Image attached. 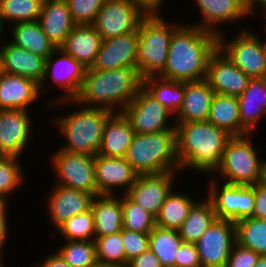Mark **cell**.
<instances>
[{
  "label": "cell",
  "mask_w": 266,
  "mask_h": 267,
  "mask_svg": "<svg viewBox=\"0 0 266 267\" xmlns=\"http://www.w3.org/2000/svg\"><path fill=\"white\" fill-rule=\"evenodd\" d=\"M218 49V35L184 22L173 32L164 79L181 82L203 80L210 56Z\"/></svg>",
  "instance_id": "1"
},
{
  "label": "cell",
  "mask_w": 266,
  "mask_h": 267,
  "mask_svg": "<svg viewBox=\"0 0 266 267\" xmlns=\"http://www.w3.org/2000/svg\"><path fill=\"white\" fill-rule=\"evenodd\" d=\"M175 124L180 171L193 169L208 176L213 174L232 136L208 120Z\"/></svg>",
  "instance_id": "2"
},
{
  "label": "cell",
  "mask_w": 266,
  "mask_h": 267,
  "mask_svg": "<svg viewBox=\"0 0 266 267\" xmlns=\"http://www.w3.org/2000/svg\"><path fill=\"white\" fill-rule=\"evenodd\" d=\"M143 87L137 67L111 70L87 68L79 93L73 99L86 107L121 112Z\"/></svg>",
  "instance_id": "3"
},
{
  "label": "cell",
  "mask_w": 266,
  "mask_h": 267,
  "mask_svg": "<svg viewBox=\"0 0 266 267\" xmlns=\"http://www.w3.org/2000/svg\"><path fill=\"white\" fill-rule=\"evenodd\" d=\"M72 103L77 110L69 114L56 117L53 124L64 135L67 142L60 150L69 153H80L95 156L98 154L103 137V130L107 119L114 113L105 108L86 107L74 100H63L50 104L62 106Z\"/></svg>",
  "instance_id": "4"
},
{
  "label": "cell",
  "mask_w": 266,
  "mask_h": 267,
  "mask_svg": "<svg viewBox=\"0 0 266 267\" xmlns=\"http://www.w3.org/2000/svg\"><path fill=\"white\" fill-rule=\"evenodd\" d=\"M124 158L138 175L180 171L176 130L135 134Z\"/></svg>",
  "instance_id": "5"
},
{
  "label": "cell",
  "mask_w": 266,
  "mask_h": 267,
  "mask_svg": "<svg viewBox=\"0 0 266 267\" xmlns=\"http://www.w3.org/2000/svg\"><path fill=\"white\" fill-rule=\"evenodd\" d=\"M251 135L232 136L228 140L212 176L218 174L223 183L230 185L252 186L265 180L266 160L260 159Z\"/></svg>",
  "instance_id": "6"
},
{
  "label": "cell",
  "mask_w": 266,
  "mask_h": 267,
  "mask_svg": "<svg viewBox=\"0 0 266 267\" xmlns=\"http://www.w3.org/2000/svg\"><path fill=\"white\" fill-rule=\"evenodd\" d=\"M181 22H166L161 16H146L138 28L136 65L142 79L159 76L166 68L169 44Z\"/></svg>",
  "instance_id": "7"
},
{
  "label": "cell",
  "mask_w": 266,
  "mask_h": 267,
  "mask_svg": "<svg viewBox=\"0 0 266 267\" xmlns=\"http://www.w3.org/2000/svg\"><path fill=\"white\" fill-rule=\"evenodd\" d=\"M248 27L230 40H226L225 32L218 35V48L248 77L266 78V57L259 41L260 35Z\"/></svg>",
  "instance_id": "8"
},
{
  "label": "cell",
  "mask_w": 266,
  "mask_h": 267,
  "mask_svg": "<svg viewBox=\"0 0 266 267\" xmlns=\"http://www.w3.org/2000/svg\"><path fill=\"white\" fill-rule=\"evenodd\" d=\"M94 158L93 155L69 153L58 149L54 154L52 153L49 160L56 179L58 177L55 184L81 190L94 197L98 196Z\"/></svg>",
  "instance_id": "9"
},
{
  "label": "cell",
  "mask_w": 266,
  "mask_h": 267,
  "mask_svg": "<svg viewBox=\"0 0 266 267\" xmlns=\"http://www.w3.org/2000/svg\"><path fill=\"white\" fill-rule=\"evenodd\" d=\"M218 178V175L212 177L208 185L209 191L206 193V197L213 204L216 218L236 223L239 220L252 217L254 185H230L223 182L221 185L218 183Z\"/></svg>",
  "instance_id": "10"
},
{
  "label": "cell",
  "mask_w": 266,
  "mask_h": 267,
  "mask_svg": "<svg viewBox=\"0 0 266 267\" xmlns=\"http://www.w3.org/2000/svg\"><path fill=\"white\" fill-rule=\"evenodd\" d=\"M86 69L85 66L66 54L61 48H56L46 58L44 77L39 85L40 93L41 95L46 93L44 90L47 87L46 83L49 84V78L53 81L52 84L58 85L57 87L65 92L48 101V107H50L49 104L58 101L73 100L79 93Z\"/></svg>",
  "instance_id": "11"
},
{
  "label": "cell",
  "mask_w": 266,
  "mask_h": 267,
  "mask_svg": "<svg viewBox=\"0 0 266 267\" xmlns=\"http://www.w3.org/2000/svg\"><path fill=\"white\" fill-rule=\"evenodd\" d=\"M121 112L131 123L135 134L176 130L175 119H170L174 118V115L143 87ZM169 120L173 122H168Z\"/></svg>",
  "instance_id": "12"
},
{
  "label": "cell",
  "mask_w": 266,
  "mask_h": 267,
  "mask_svg": "<svg viewBox=\"0 0 266 267\" xmlns=\"http://www.w3.org/2000/svg\"><path fill=\"white\" fill-rule=\"evenodd\" d=\"M145 17L132 0H105L92 26L104 40L135 32Z\"/></svg>",
  "instance_id": "13"
},
{
  "label": "cell",
  "mask_w": 266,
  "mask_h": 267,
  "mask_svg": "<svg viewBox=\"0 0 266 267\" xmlns=\"http://www.w3.org/2000/svg\"><path fill=\"white\" fill-rule=\"evenodd\" d=\"M236 242L235 223L216 218L195 242L201 267H225Z\"/></svg>",
  "instance_id": "14"
},
{
  "label": "cell",
  "mask_w": 266,
  "mask_h": 267,
  "mask_svg": "<svg viewBox=\"0 0 266 267\" xmlns=\"http://www.w3.org/2000/svg\"><path fill=\"white\" fill-rule=\"evenodd\" d=\"M30 111L0 110V155L22 157L33 135ZM32 128V129H31Z\"/></svg>",
  "instance_id": "15"
},
{
  "label": "cell",
  "mask_w": 266,
  "mask_h": 267,
  "mask_svg": "<svg viewBox=\"0 0 266 267\" xmlns=\"http://www.w3.org/2000/svg\"><path fill=\"white\" fill-rule=\"evenodd\" d=\"M176 173L179 171L138 175L127 195L156 218L176 184Z\"/></svg>",
  "instance_id": "16"
},
{
  "label": "cell",
  "mask_w": 266,
  "mask_h": 267,
  "mask_svg": "<svg viewBox=\"0 0 266 267\" xmlns=\"http://www.w3.org/2000/svg\"><path fill=\"white\" fill-rule=\"evenodd\" d=\"M95 181L99 195H118L116 188L127 194L138 174L124 157H107L96 154L94 158Z\"/></svg>",
  "instance_id": "17"
},
{
  "label": "cell",
  "mask_w": 266,
  "mask_h": 267,
  "mask_svg": "<svg viewBox=\"0 0 266 267\" xmlns=\"http://www.w3.org/2000/svg\"><path fill=\"white\" fill-rule=\"evenodd\" d=\"M249 79L219 48L210 56L205 80L215 93L240 96Z\"/></svg>",
  "instance_id": "18"
},
{
  "label": "cell",
  "mask_w": 266,
  "mask_h": 267,
  "mask_svg": "<svg viewBox=\"0 0 266 267\" xmlns=\"http://www.w3.org/2000/svg\"><path fill=\"white\" fill-rule=\"evenodd\" d=\"M138 29L135 32L102 40L100 50L91 66L97 70L137 67Z\"/></svg>",
  "instance_id": "19"
},
{
  "label": "cell",
  "mask_w": 266,
  "mask_h": 267,
  "mask_svg": "<svg viewBox=\"0 0 266 267\" xmlns=\"http://www.w3.org/2000/svg\"><path fill=\"white\" fill-rule=\"evenodd\" d=\"M198 6L201 22L195 26L220 35L218 26L248 18V0H194ZM217 26V27H216ZM221 29V30H220Z\"/></svg>",
  "instance_id": "20"
},
{
  "label": "cell",
  "mask_w": 266,
  "mask_h": 267,
  "mask_svg": "<svg viewBox=\"0 0 266 267\" xmlns=\"http://www.w3.org/2000/svg\"><path fill=\"white\" fill-rule=\"evenodd\" d=\"M47 198V213L50 223L57 229L65 221L91 209L94 196L81 190H75L54 184Z\"/></svg>",
  "instance_id": "21"
},
{
  "label": "cell",
  "mask_w": 266,
  "mask_h": 267,
  "mask_svg": "<svg viewBox=\"0 0 266 267\" xmlns=\"http://www.w3.org/2000/svg\"><path fill=\"white\" fill-rule=\"evenodd\" d=\"M0 55L3 72L24 76L41 84L45 72V58L16 46L9 40L1 42Z\"/></svg>",
  "instance_id": "22"
},
{
  "label": "cell",
  "mask_w": 266,
  "mask_h": 267,
  "mask_svg": "<svg viewBox=\"0 0 266 267\" xmlns=\"http://www.w3.org/2000/svg\"><path fill=\"white\" fill-rule=\"evenodd\" d=\"M41 98L39 84L24 76L3 72L0 77V110L21 109L28 111L29 106Z\"/></svg>",
  "instance_id": "23"
},
{
  "label": "cell",
  "mask_w": 266,
  "mask_h": 267,
  "mask_svg": "<svg viewBox=\"0 0 266 267\" xmlns=\"http://www.w3.org/2000/svg\"><path fill=\"white\" fill-rule=\"evenodd\" d=\"M214 90L203 79L185 82L184 99L174 116L175 123L198 122L208 120Z\"/></svg>",
  "instance_id": "24"
},
{
  "label": "cell",
  "mask_w": 266,
  "mask_h": 267,
  "mask_svg": "<svg viewBox=\"0 0 266 267\" xmlns=\"http://www.w3.org/2000/svg\"><path fill=\"white\" fill-rule=\"evenodd\" d=\"M38 22L56 48L64 44L76 26L65 0H44Z\"/></svg>",
  "instance_id": "25"
},
{
  "label": "cell",
  "mask_w": 266,
  "mask_h": 267,
  "mask_svg": "<svg viewBox=\"0 0 266 267\" xmlns=\"http://www.w3.org/2000/svg\"><path fill=\"white\" fill-rule=\"evenodd\" d=\"M237 100L241 125L252 134L266 114V78H250Z\"/></svg>",
  "instance_id": "26"
},
{
  "label": "cell",
  "mask_w": 266,
  "mask_h": 267,
  "mask_svg": "<svg viewBox=\"0 0 266 267\" xmlns=\"http://www.w3.org/2000/svg\"><path fill=\"white\" fill-rule=\"evenodd\" d=\"M102 38L92 25H76L60 47L86 68H90L100 50Z\"/></svg>",
  "instance_id": "27"
},
{
  "label": "cell",
  "mask_w": 266,
  "mask_h": 267,
  "mask_svg": "<svg viewBox=\"0 0 266 267\" xmlns=\"http://www.w3.org/2000/svg\"><path fill=\"white\" fill-rule=\"evenodd\" d=\"M135 133L122 112H114L106 121L98 154L125 157Z\"/></svg>",
  "instance_id": "28"
},
{
  "label": "cell",
  "mask_w": 266,
  "mask_h": 267,
  "mask_svg": "<svg viewBox=\"0 0 266 267\" xmlns=\"http://www.w3.org/2000/svg\"><path fill=\"white\" fill-rule=\"evenodd\" d=\"M95 239L118 233L123 228L121 195H98L92 200Z\"/></svg>",
  "instance_id": "29"
},
{
  "label": "cell",
  "mask_w": 266,
  "mask_h": 267,
  "mask_svg": "<svg viewBox=\"0 0 266 267\" xmlns=\"http://www.w3.org/2000/svg\"><path fill=\"white\" fill-rule=\"evenodd\" d=\"M208 121L225 130L231 136L250 134L242 125L239 115V104L236 96L215 93Z\"/></svg>",
  "instance_id": "30"
},
{
  "label": "cell",
  "mask_w": 266,
  "mask_h": 267,
  "mask_svg": "<svg viewBox=\"0 0 266 267\" xmlns=\"http://www.w3.org/2000/svg\"><path fill=\"white\" fill-rule=\"evenodd\" d=\"M11 37L9 40L16 46L27 49L30 52L47 58L56 47L42 31L38 21L21 22L9 25Z\"/></svg>",
  "instance_id": "31"
},
{
  "label": "cell",
  "mask_w": 266,
  "mask_h": 267,
  "mask_svg": "<svg viewBox=\"0 0 266 267\" xmlns=\"http://www.w3.org/2000/svg\"><path fill=\"white\" fill-rule=\"evenodd\" d=\"M206 199L196 200L188 215L177 230L183 242L195 243L216 219L212 202Z\"/></svg>",
  "instance_id": "32"
},
{
  "label": "cell",
  "mask_w": 266,
  "mask_h": 267,
  "mask_svg": "<svg viewBox=\"0 0 266 267\" xmlns=\"http://www.w3.org/2000/svg\"><path fill=\"white\" fill-rule=\"evenodd\" d=\"M143 88L174 116L177 114L184 99L185 82L151 76L143 79Z\"/></svg>",
  "instance_id": "33"
},
{
  "label": "cell",
  "mask_w": 266,
  "mask_h": 267,
  "mask_svg": "<svg viewBox=\"0 0 266 267\" xmlns=\"http://www.w3.org/2000/svg\"><path fill=\"white\" fill-rule=\"evenodd\" d=\"M175 189L176 187L171 190L161 206V210L156 217V226L178 230L196 202L186 193L174 192Z\"/></svg>",
  "instance_id": "34"
},
{
  "label": "cell",
  "mask_w": 266,
  "mask_h": 267,
  "mask_svg": "<svg viewBox=\"0 0 266 267\" xmlns=\"http://www.w3.org/2000/svg\"><path fill=\"white\" fill-rule=\"evenodd\" d=\"M183 240L177 230L165 229L159 226L149 234V250L152 251L162 267H175V257Z\"/></svg>",
  "instance_id": "35"
},
{
  "label": "cell",
  "mask_w": 266,
  "mask_h": 267,
  "mask_svg": "<svg viewBox=\"0 0 266 267\" xmlns=\"http://www.w3.org/2000/svg\"><path fill=\"white\" fill-rule=\"evenodd\" d=\"M44 0H3L0 5V29L6 31V23L38 21ZM5 29V30H4Z\"/></svg>",
  "instance_id": "36"
},
{
  "label": "cell",
  "mask_w": 266,
  "mask_h": 267,
  "mask_svg": "<svg viewBox=\"0 0 266 267\" xmlns=\"http://www.w3.org/2000/svg\"><path fill=\"white\" fill-rule=\"evenodd\" d=\"M235 225L237 243L255 251L260 256H265L266 220L248 217L237 221Z\"/></svg>",
  "instance_id": "37"
},
{
  "label": "cell",
  "mask_w": 266,
  "mask_h": 267,
  "mask_svg": "<svg viewBox=\"0 0 266 267\" xmlns=\"http://www.w3.org/2000/svg\"><path fill=\"white\" fill-rule=\"evenodd\" d=\"M55 251L70 267H97L95 241L65 240Z\"/></svg>",
  "instance_id": "38"
},
{
  "label": "cell",
  "mask_w": 266,
  "mask_h": 267,
  "mask_svg": "<svg viewBox=\"0 0 266 267\" xmlns=\"http://www.w3.org/2000/svg\"><path fill=\"white\" fill-rule=\"evenodd\" d=\"M123 228L129 231L150 234L156 226V218L127 194L121 193Z\"/></svg>",
  "instance_id": "39"
},
{
  "label": "cell",
  "mask_w": 266,
  "mask_h": 267,
  "mask_svg": "<svg viewBox=\"0 0 266 267\" xmlns=\"http://www.w3.org/2000/svg\"><path fill=\"white\" fill-rule=\"evenodd\" d=\"M61 238L68 241L90 240L95 241L94 215L92 210L71 217L57 230Z\"/></svg>",
  "instance_id": "40"
},
{
  "label": "cell",
  "mask_w": 266,
  "mask_h": 267,
  "mask_svg": "<svg viewBox=\"0 0 266 267\" xmlns=\"http://www.w3.org/2000/svg\"><path fill=\"white\" fill-rule=\"evenodd\" d=\"M96 259L101 264H125L122 230L95 239Z\"/></svg>",
  "instance_id": "41"
},
{
  "label": "cell",
  "mask_w": 266,
  "mask_h": 267,
  "mask_svg": "<svg viewBox=\"0 0 266 267\" xmlns=\"http://www.w3.org/2000/svg\"><path fill=\"white\" fill-rule=\"evenodd\" d=\"M19 159L20 157L16 156L0 157V193L8 197L16 191V188L23 186L25 176Z\"/></svg>",
  "instance_id": "42"
},
{
  "label": "cell",
  "mask_w": 266,
  "mask_h": 267,
  "mask_svg": "<svg viewBox=\"0 0 266 267\" xmlns=\"http://www.w3.org/2000/svg\"><path fill=\"white\" fill-rule=\"evenodd\" d=\"M76 25H92L105 0H65Z\"/></svg>",
  "instance_id": "43"
},
{
  "label": "cell",
  "mask_w": 266,
  "mask_h": 267,
  "mask_svg": "<svg viewBox=\"0 0 266 267\" xmlns=\"http://www.w3.org/2000/svg\"><path fill=\"white\" fill-rule=\"evenodd\" d=\"M122 240L125 250V263L149 250V234L122 228Z\"/></svg>",
  "instance_id": "44"
},
{
  "label": "cell",
  "mask_w": 266,
  "mask_h": 267,
  "mask_svg": "<svg viewBox=\"0 0 266 267\" xmlns=\"http://www.w3.org/2000/svg\"><path fill=\"white\" fill-rule=\"evenodd\" d=\"M260 258L255 251L235 243L225 267H254Z\"/></svg>",
  "instance_id": "45"
},
{
  "label": "cell",
  "mask_w": 266,
  "mask_h": 267,
  "mask_svg": "<svg viewBox=\"0 0 266 267\" xmlns=\"http://www.w3.org/2000/svg\"><path fill=\"white\" fill-rule=\"evenodd\" d=\"M175 257V267H201L195 243L182 242Z\"/></svg>",
  "instance_id": "46"
},
{
  "label": "cell",
  "mask_w": 266,
  "mask_h": 267,
  "mask_svg": "<svg viewBox=\"0 0 266 267\" xmlns=\"http://www.w3.org/2000/svg\"><path fill=\"white\" fill-rule=\"evenodd\" d=\"M252 217L266 220V180L254 185V209Z\"/></svg>",
  "instance_id": "47"
},
{
  "label": "cell",
  "mask_w": 266,
  "mask_h": 267,
  "mask_svg": "<svg viewBox=\"0 0 266 267\" xmlns=\"http://www.w3.org/2000/svg\"><path fill=\"white\" fill-rule=\"evenodd\" d=\"M127 264L129 267H162L157 256L150 250L134 257Z\"/></svg>",
  "instance_id": "48"
},
{
  "label": "cell",
  "mask_w": 266,
  "mask_h": 267,
  "mask_svg": "<svg viewBox=\"0 0 266 267\" xmlns=\"http://www.w3.org/2000/svg\"><path fill=\"white\" fill-rule=\"evenodd\" d=\"M146 16H161L164 0H132Z\"/></svg>",
  "instance_id": "49"
},
{
  "label": "cell",
  "mask_w": 266,
  "mask_h": 267,
  "mask_svg": "<svg viewBox=\"0 0 266 267\" xmlns=\"http://www.w3.org/2000/svg\"><path fill=\"white\" fill-rule=\"evenodd\" d=\"M35 267H70L64 259L55 251L47 256L43 263L34 265Z\"/></svg>",
  "instance_id": "50"
},
{
  "label": "cell",
  "mask_w": 266,
  "mask_h": 267,
  "mask_svg": "<svg viewBox=\"0 0 266 267\" xmlns=\"http://www.w3.org/2000/svg\"><path fill=\"white\" fill-rule=\"evenodd\" d=\"M258 7H261L260 11H262V13L260 14H263V16L266 14V0H248V12H249V15L252 16L255 13V9L257 10Z\"/></svg>",
  "instance_id": "51"
},
{
  "label": "cell",
  "mask_w": 266,
  "mask_h": 267,
  "mask_svg": "<svg viewBox=\"0 0 266 267\" xmlns=\"http://www.w3.org/2000/svg\"><path fill=\"white\" fill-rule=\"evenodd\" d=\"M8 196L0 193V221L2 222H8Z\"/></svg>",
  "instance_id": "52"
},
{
  "label": "cell",
  "mask_w": 266,
  "mask_h": 267,
  "mask_svg": "<svg viewBox=\"0 0 266 267\" xmlns=\"http://www.w3.org/2000/svg\"><path fill=\"white\" fill-rule=\"evenodd\" d=\"M9 222H2V221H0V250H3L4 248L3 247H5V241L8 239V224Z\"/></svg>",
  "instance_id": "53"
},
{
  "label": "cell",
  "mask_w": 266,
  "mask_h": 267,
  "mask_svg": "<svg viewBox=\"0 0 266 267\" xmlns=\"http://www.w3.org/2000/svg\"><path fill=\"white\" fill-rule=\"evenodd\" d=\"M97 267H129L127 263L125 264H101L98 263Z\"/></svg>",
  "instance_id": "54"
},
{
  "label": "cell",
  "mask_w": 266,
  "mask_h": 267,
  "mask_svg": "<svg viewBox=\"0 0 266 267\" xmlns=\"http://www.w3.org/2000/svg\"><path fill=\"white\" fill-rule=\"evenodd\" d=\"M254 267H266V255L260 256Z\"/></svg>",
  "instance_id": "55"
},
{
  "label": "cell",
  "mask_w": 266,
  "mask_h": 267,
  "mask_svg": "<svg viewBox=\"0 0 266 267\" xmlns=\"http://www.w3.org/2000/svg\"><path fill=\"white\" fill-rule=\"evenodd\" d=\"M259 41H260V44H261V47H262V50H263V54L266 57V40L262 41L261 37H259Z\"/></svg>",
  "instance_id": "56"
},
{
  "label": "cell",
  "mask_w": 266,
  "mask_h": 267,
  "mask_svg": "<svg viewBox=\"0 0 266 267\" xmlns=\"http://www.w3.org/2000/svg\"><path fill=\"white\" fill-rule=\"evenodd\" d=\"M3 251L0 250V267H6L5 263H4V259H3Z\"/></svg>",
  "instance_id": "57"
},
{
  "label": "cell",
  "mask_w": 266,
  "mask_h": 267,
  "mask_svg": "<svg viewBox=\"0 0 266 267\" xmlns=\"http://www.w3.org/2000/svg\"><path fill=\"white\" fill-rule=\"evenodd\" d=\"M3 74V68H2V60H1V55H0V77Z\"/></svg>",
  "instance_id": "58"
},
{
  "label": "cell",
  "mask_w": 266,
  "mask_h": 267,
  "mask_svg": "<svg viewBox=\"0 0 266 267\" xmlns=\"http://www.w3.org/2000/svg\"><path fill=\"white\" fill-rule=\"evenodd\" d=\"M2 33H3V34H2ZM4 33H5V32H3V31L0 29V38L2 37V35H3V36H6V35H4Z\"/></svg>",
  "instance_id": "59"
},
{
  "label": "cell",
  "mask_w": 266,
  "mask_h": 267,
  "mask_svg": "<svg viewBox=\"0 0 266 267\" xmlns=\"http://www.w3.org/2000/svg\"><path fill=\"white\" fill-rule=\"evenodd\" d=\"M264 18V20H266V14L262 17V19ZM266 23V21H265ZM265 27H266V24H265Z\"/></svg>",
  "instance_id": "60"
}]
</instances>
